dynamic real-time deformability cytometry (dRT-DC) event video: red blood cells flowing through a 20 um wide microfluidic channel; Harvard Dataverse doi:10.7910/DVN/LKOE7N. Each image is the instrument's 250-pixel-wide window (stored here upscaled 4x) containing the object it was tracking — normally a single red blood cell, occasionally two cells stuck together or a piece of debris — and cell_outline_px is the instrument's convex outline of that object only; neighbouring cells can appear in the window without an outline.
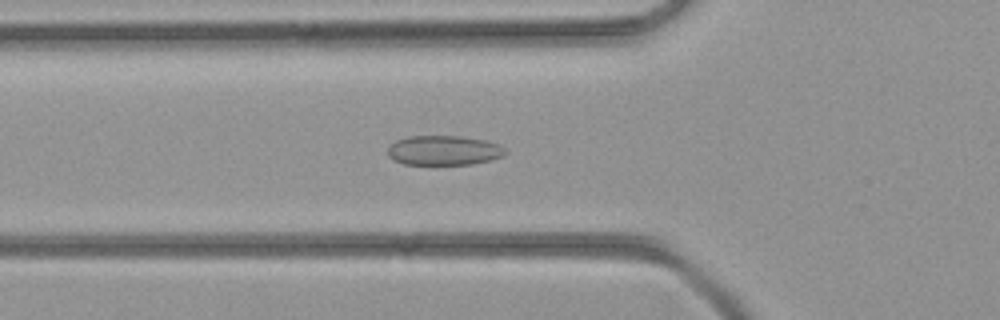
{"species": "common noctule bat (a hibernating species)", "species_latin": "Nyctalus noctula", "temperature_condition": "room temperature", "stored_images_in_passage": 42, "camera_frame_rate_fps": 3000, "um_per_image_px": 0.085, "animal": {"sex": "female", "body_mass_g": 21.9}, "frame": {"image": 1, "passage_image": 13, "time_ms": 4.0, "image_size_px": [1000, 320], "cell_outline_px": [[508, 152], [504, 156], [492, 160], [472, 164], [404, 164], [392, 160], [388, 156], [388, 148], [396, 140], [412, 136], [460, 136], [484, 140], [500, 144]], "centroid_in_image_um": [37.76, 12.79], "position_along_channel_um": 88.0, "area_um2": 20.4}}
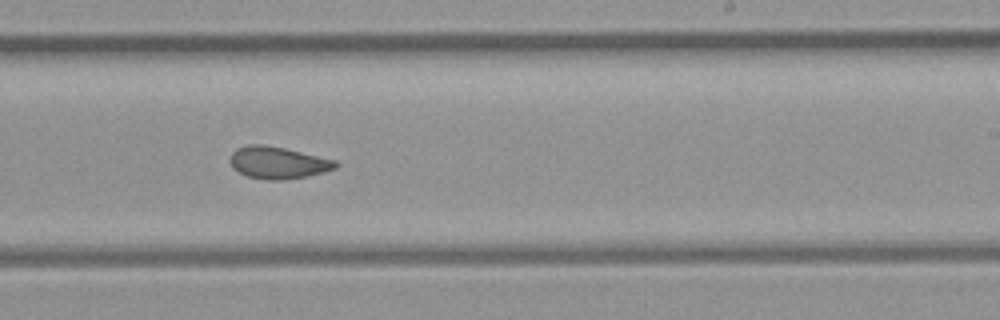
{"frame": {"image": 2, "passage_image": 24, "time_ms": 7.667, "image_size_px": [1000, 320], "cell_outline_px": [[340, 164], [336, 168], [324, 172], [284, 180], [268, 180], [248, 176], [232, 168], [228, 160], [232, 152], [236, 148], [248, 144], [260, 144], [284, 148], [336, 160]], "centroid_in_image_um": [23.6, 13.82], "position_along_channel_um": 265.4, "area_um2": 19.71}}
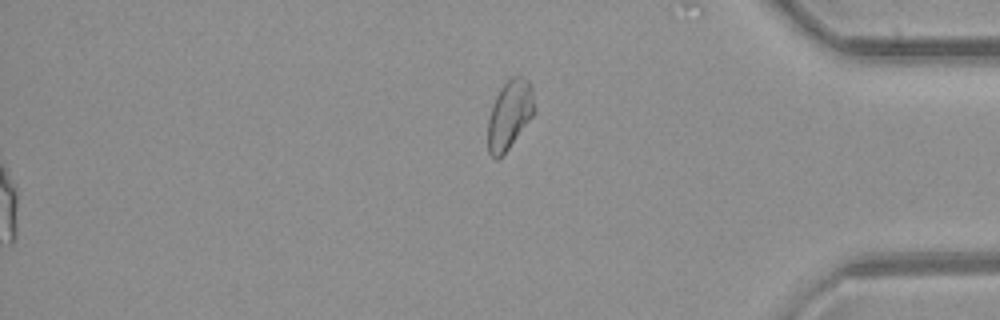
{"frame": {"image": 3, "passage_image": 42, "time_ms": 13.667, "image_size_px": [1000, 320], "cell_outline_px": [[532, 116], [508, 148], [496, 160], [488, 152], [488, 120], [492, 104], [500, 88], [512, 76], [524, 76], [528, 80], [532, 88]], "centroid_in_image_um": [43.27, 9.72], "position_along_channel_um": 391.9, "area_um2": 18.09}}